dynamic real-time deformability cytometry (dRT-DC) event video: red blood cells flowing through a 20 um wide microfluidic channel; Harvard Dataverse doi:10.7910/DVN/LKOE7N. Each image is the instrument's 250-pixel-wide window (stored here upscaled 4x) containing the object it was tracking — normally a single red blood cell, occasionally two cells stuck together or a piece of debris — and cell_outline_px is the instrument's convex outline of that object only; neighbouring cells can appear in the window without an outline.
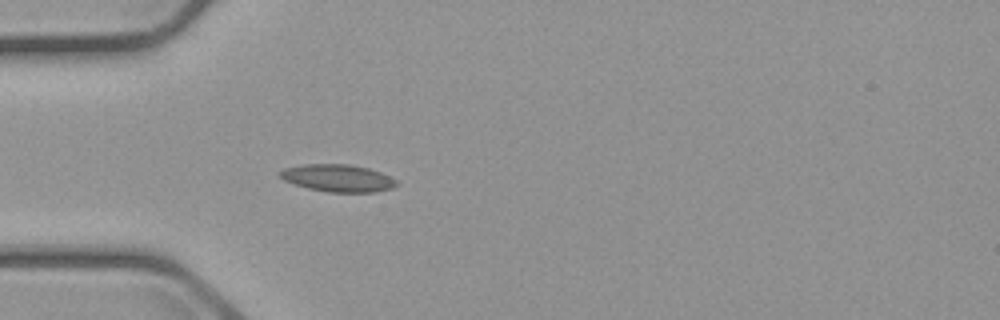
{"species": "common noctule bat (a hibernating species)", "species_latin": "Nyctalus noctula", "temperature_condition": "cold", "stored_images_in_passage": 2, "camera_frame_rate_fps": 3000, "um_per_image_px": 0.085, "animal": {"sex": "male", "body_mass_g": 23.1, "forearm_length_mm": 52.7}, "frame": {"image": 1, "passage_image": 2, "time_ms": 2.0, "image_size_px": [1000, 320], "cell_outline_px": [[396, 184], [392, 188], [372, 192], [328, 192], [308, 188], [292, 184], [284, 180], [276, 172], [284, 168], [304, 164], [348, 164], [368, 168], [380, 172], [396, 180]], "centroid_in_image_um": [28.65, 15.13], "position_along_channel_um": 56.4, "area_um2": 18.5}}